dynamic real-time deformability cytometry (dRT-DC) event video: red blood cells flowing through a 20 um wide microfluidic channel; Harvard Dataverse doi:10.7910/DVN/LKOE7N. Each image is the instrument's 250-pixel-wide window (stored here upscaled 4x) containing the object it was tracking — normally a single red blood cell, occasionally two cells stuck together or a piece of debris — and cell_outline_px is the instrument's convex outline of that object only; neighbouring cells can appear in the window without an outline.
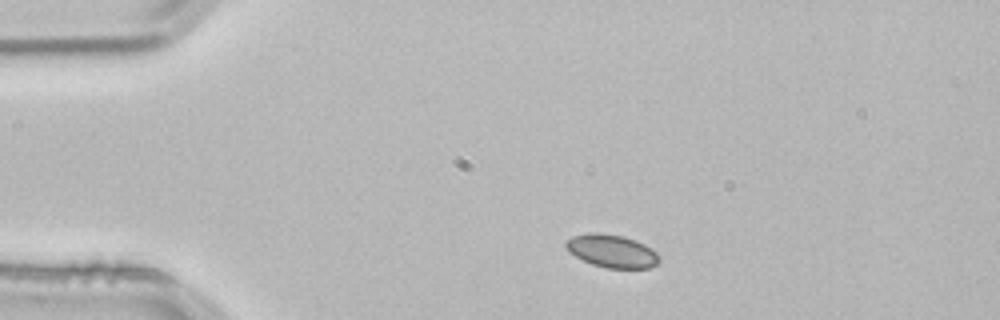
{"species": "common noctule bat (a hibernating species)", "species_latin": "Nyctalus noctula", "temperature_condition": "room temperature", "stored_images_in_passage": 3, "segment_of_instrument_passage": [1, 2], "camera_frame_rate_fps": 3000, "um_per_image_px": 0.085, "animal": {"sex": "male", "body_mass_g": 21.5, "forearm_length_mm": 52.0}, "frame": {"image": 1, "passage_image": 1, "time_ms": 0.0, "image_size_px": [1000, 320], "cell_outline_px": [[660, 260], [656, 264], [648, 268], [608, 268], [592, 264], [568, 252], [564, 244], [564, 240], [572, 236], [588, 232], [596, 232], [624, 236], [636, 240], [644, 244], [656, 252], [660, 256]], "centroid_in_image_um": [51.98, 21.32], "position_along_channel_um": 33.0, "area_um2": 18.03}}